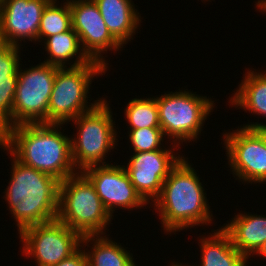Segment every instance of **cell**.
Masks as SVG:
<instances>
[{
	"instance_id": "obj_1",
	"label": "cell",
	"mask_w": 266,
	"mask_h": 266,
	"mask_svg": "<svg viewBox=\"0 0 266 266\" xmlns=\"http://www.w3.org/2000/svg\"><path fill=\"white\" fill-rule=\"evenodd\" d=\"M63 125L38 123L8 128L0 135V148L22 164L63 181L78 173L71 155V137L60 130Z\"/></svg>"
},
{
	"instance_id": "obj_2",
	"label": "cell",
	"mask_w": 266,
	"mask_h": 266,
	"mask_svg": "<svg viewBox=\"0 0 266 266\" xmlns=\"http://www.w3.org/2000/svg\"><path fill=\"white\" fill-rule=\"evenodd\" d=\"M188 161L183 156L171 169L152 204L167 234L200 224L210 225L213 219L203 184Z\"/></svg>"
},
{
	"instance_id": "obj_3",
	"label": "cell",
	"mask_w": 266,
	"mask_h": 266,
	"mask_svg": "<svg viewBox=\"0 0 266 266\" xmlns=\"http://www.w3.org/2000/svg\"><path fill=\"white\" fill-rule=\"evenodd\" d=\"M11 155L12 169L5 201L14 217L18 233L27 227L54 221L58 214L60 181L26 166Z\"/></svg>"
},
{
	"instance_id": "obj_4",
	"label": "cell",
	"mask_w": 266,
	"mask_h": 266,
	"mask_svg": "<svg viewBox=\"0 0 266 266\" xmlns=\"http://www.w3.org/2000/svg\"><path fill=\"white\" fill-rule=\"evenodd\" d=\"M56 219L83 237L105 235L113 217L105 209L90 180L78 172L60 181Z\"/></svg>"
},
{
	"instance_id": "obj_5",
	"label": "cell",
	"mask_w": 266,
	"mask_h": 266,
	"mask_svg": "<svg viewBox=\"0 0 266 266\" xmlns=\"http://www.w3.org/2000/svg\"><path fill=\"white\" fill-rule=\"evenodd\" d=\"M106 71V67L92 60L77 67L58 68L48 104V123H69L96 107L103 98L87 104L90 84L94 76Z\"/></svg>"
},
{
	"instance_id": "obj_6",
	"label": "cell",
	"mask_w": 266,
	"mask_h": 266,
	"mask_svg": "<svg viewBox=\"0 0 266 266\" xmlns=\"http://www.w3.org/2000/svg\"><path fill=\"white\" fill-rule=\"evenodd\" d=\"M110 108L107 100L103 99L92 110L71 120L77 125L78 132L76 138H71L72 160L78 172L91 166L108 164L104 158L118 142Z\"/></svg>"
},
{
	"instance_id": "obj_7",
	"label": "cell",
	"mask_w": 266,
	"mask_h": 266,
	"mask_svg": "<svg viewBox=\"0 0 266 266\" xmlns=\"http://www.w3.org/2000/svg\"><path fill=\"white\" fill-rule=\"evenodd\" d=\"M160 127L173 139V149L180 142L195 141L201 133L203 124L214 108L211 97L201 96L188 90L169 92L156 97Z\"/></svg>"
},
{
	"instance_id": "obj_8",
	"label": "cell",
	"mask_w": 266,
	"mask_h": 266,
	"mask_svg": "<svg viewBox=\"0 0 266 266\" xmlns=\"http://www.w3.org/2000/svg\"><path fill=\"white\" fill-rule=\"evenodd\" d=\"M58 68L42 62L26 70H18L13 127L48 123V104Z\"/></svg>"
},
{
	"instance_id": "obj_9",
	"label": "cell",
	"mask_w": 266,
	"mask_h": 266,
	"mask_svg": "<svg viewBox=\"0 0 266 266\" xmlns=\"http://www.w3.org/2000/svg\"><path fill=\"white\" fill-rule=\"evenodd\" d=\"M19 234L22 253L33 258L36 266H53L73 254L82 236L59 220L25 228Z\"/></svg>"
},
{
	"instance_id": "obj_10",
	"label": "cell",
	"mask_w": 266,
	"mask_h": 266,
	"mask_svg": "<svg viewBox=\"0 0 266 266\" xmlns=\"http://www.w3.org/2000/svg\"><path fill=\"white\" fill-rule=\"evenodd\" d=\"M222 137L228 165L242 183L266 182V144L263 136L252 128L240 127Z\"/></svg>"
},
{
	"instance_id": "obj_11",
	"label": "cell",
	"mask_w": 266,
	"mask_h": 266,
	"mask_svg": "<svg viewBox=\"0 0 266 266\" xmlns=\"http://www.w3.org/2000/svg\"><path fill=\"white\" fill-rule=\"evenodd\" d=\"M66 1L71 10L72 29L79 36L84 53L90 60L108 68L102 53H107L108 49L118 51L123 46L109 32L94 0Z\"/></svg>"
},
{
	"instance_id": "obj_12",
	"label": "cell",
	"mask_w": 266,
	"mask_h": 266,
	"mask_svg": "<svg viewBox=\"0 0 266 266\" xmlns=\"http://www.w3.org/2000/svg\"><path fill=\"white\" fill-rule=\"evenodd\" d=\"M173 151L172 148L164 147L149 152L133 153L126 167L124 165L136 192L147 204L150 203V199L154 202L159 197L165 179L183 157Z\"/></svg>"
},
{
	"instance_id": "obj_13",
	"label": "cell",
	"mask_w": 266,
	"mask_h": 266,
	"mask_svg": "<svg viewBox=\"0 0 266 266\" xmlns=\"http://www.w3.org/2000/svg\"><path fill=\"white\" fill-rule=\"evenodd\" d=\"M82 173L93 184L105 209L113 216L115 208L131 209L148 205L136 192L124 165L91 166ZM114 208V209H113Z\"/></svg>"
},
{
	"instance_id": "obj_14",
	"label": "cell",
	"mask_w": 266,
	"mask_h": 266,
	"mask_svg": "<svg viewBox=\"0 0 266 266\" xmlns=\"http://www.w3.org/2000/svg\"><path fill=\"white\" fill-rule=\"evenodd\" d=\"M51 0H2L0 42L22 46L21 41H38L43 10ZM20 41V43H19Z\"/></svg>"
},
{
	"instance_id": "obj_15",
	"label": "cell",
	"mask_w": 266,
	"mask_h": 266,
	"mask_svg": "<svg viewBox=\"0 0 266 266\" xmlns=\"http://www.w3.org/2000/svg\"><path fill=\"white\" fill-rule=\"evenodd\" d=\"M20 47L0 42V135L13 127V104L16 94Z\"/></svg>"
},
{
	"instance_id": "obj_16",
	"label": "cell",
	"mask_w": 266,
	"mask_h": 266,
	"mask_svg": "<svg viewBox=\"0 0 266 266\" xmlns=\"http://www.w3.org/2000/svg\"><path fill=\"white\" fill-rule=\"evenodd\" d=\"M111 35L124 47L136 34L141 16L131 0H94ZM140 21V22H139Z\"/></svg>"
},
{
	"instance_id": "obj_17",
	"label": "cell",
	"mask_w": 266,
	"mask_h": 266,
	"mask_svg": "<svg viewBox=\"0 0 266 266\" xmlns=\"http://www.w3.org/2000/svg\"><path fill=\"white\" fill-rule=\"evenodd\" d=\"M223 229L229 234L233 246L247 259L266 241V217L262 214L235 215Z\"/></svg>"
},
{
	"instance_id": "obj_18",
	"label": "cell",
	"mask_w": 266,
	"mask_h": 266,
	"mask_svg": "<svg viewBox=\"0 0 266 266\" xmlns=\"http://www.w3.org/2000/svg\"><path fill=\"white\" fill-rule=\"evenodd\" d=\"M214 231L199 240L200 266H248V259L233 246L229 234L222 227Z\"/></svg>"
},
{
	"instance_id": "obj_19",
	"label": "cell",
	"mask_w": 266,
	"mask_h": 266,
	"mask_svg": "<svg viewBox=\"0 0 266 266\" xmlns=\"http://www.w3.org/2000/svg\"><path fill=\"white\" fill-rule=\"evenodd\" d=\"M44 46L49 56L43 62L59 68L67 67V64L70 67H77L91 61L84 53L79 36L72 28L69 31L47 37ZM74 57H76L74 63H69V60Z\"/></svg>"
},
{
	"instance_id": "obj_20",
	"label": "cell",
	"mask_w": 266,
	"mask_h": 266,
	"mask_svg": "<svg viewBox=\"0 0 266 266\" xmlns=\"http://www.w3.org/2000/svg\"><path fill=\"white\" fill-rule=\"evenodd\" d=\"M238 88L229 103L245 112L266 117V71L247 70Z\"/></svg>"
},
{
	"instance_id": "obj_21",
	"label": "cell",
	"mask_w": 266,
	"mask_h": 266,
	"mask_svg": "<svg viewBox=\"0 0 266 266\" xmlns=\"http://www.w3.org/2000/svg\"><path fill=\"white\" fill-rule=\"evenodd\" d=\"M89 242L93 245L91 251L86 252L88 266H127L134 259L129 250L127 251L106 235L83 236L82 248L86 245L90 247Z\"/></svg>"
},
{
	"instance_id": "obj_22",
	"label": "cell",
	"mask_w": 266,
	"mask_h": 266,
	"mask_svg": "<svg viewBox=\"0 0 266 266\" xmlns=\"http://www.w3.org/2000/svg\"><path fill=\"white\" fill-rule=\"evenodd\" d=\"M56 1H50L43 10L40 27L38 30V42L47 37L69 31L72 28V16L69 1L58 6Z\"/></svg>"
},
{
	"instance_id": "obj_23",
	"label": "cell",
	"mask_w": 266,
	"mask_h": 266,
	"mask_svg": "<svg viewBox=\"0 0 266 266\" xmlns=\"http://www.w3.org/2000/svg\"><path fill=\"white\" fill-rule=\"evenodd\" d=\"M129 130L140 128H161L156 98H134L124 110Z\"/></svg>"
},
{
	"instance_id": "obj_24",
	"label": "cell",
	"mask_w": 266,
	"mask_h": 266,
	"mask_svg": "<svg viewBox=\"0 0 266 266\" xmlns=\"http://www.w3.org/2000/svg\"><path fill=\"white\" fill-rule=\"evenodd\" d=\"M128 134L134 153L162 149L165 134L161 128L132 129Z\"/></svg>"
},
{
	"instance_id": "obj_25",
	"label": "cell",
	"mask_w": 266,
	"mask_h": 266,
	"mask_svg": "<svg viewBox=\"0 0 266 266\" xmlns=\"http://www.w3.org/2000/svg\"><path fill=\"white\" fill-rule=\"evenodd\" d=\"M82 245L70 256L53 266H88L85 250H81Z\"/></svg>"
},
{
	"instance_id": "obj_26",
	"label": "cell",
	"mask_w": 266,
	"mask_h": 266,
	"mask_svg": "<svg viewBox=\"0 0 266 266\" xmlns=\"http://www.w3.org/2000/svg\"><path fill=\"white\" fill-rule=\"evenodd\" d=\"M243 127L246 128H252V129H256L264 138L265 144H266V124L262 123V122H251L250 124L247 125H243Z\"/></svg>"
},
{
	"instance_id": "obj_27",
	"label": "cell",
	"mask_w": 266,
	"mask_h": 266,
	"mask_svg": "<svg viewBox=\"0 0 266 266\" xmlns=\"http://www.w3.org/2000/svg\"><path fill=\"white\" fill-rule=\"evenodd\" d=\"M259 254V255H258ZM266 258V241L261 245L258 251L254 254Z\"/></svg>"
},
{
	"instance_id": "obj_28",
	"label": "cell",
	"mask_w": 266,
	"mask_h": 266,
	"mask_svg": "<svg viewBox=\"0 0 266 266\" xmlns=\"http://www.w3.org/2000/svg\"><path fill=\"white\" fill-rule=\"evenodd\" d=\"M255 5L257 9L259 8V11L266 13V0H258Z\"/></svg>"
},
{
	"instance_id": "obj_29",
	"label": "cell",
	"mask_w": 266,
	"mask_h": 266,
	"mask_svg": "<svg viewBox=\"0 0 266 266\" xmlns=\"http://www.w3.org/2000/svg\"><path fill=\"white\" fill-rule=\"evenodd\" d=\"M170 266H189V265H183L182 263H178V262H171Z\"/></svg>"
},
{
	"instance_id": "obj_30",
	"label": "cell",
	"mask_w": 266,
	"mask_h": 266,
	"mask_svg": "<svg viewBox=\"0 0 266 266\" xmlns=\"http://www.w3.org/2000/svg\"><path fill=\"white\" fill-rule=\"evenodd\" d=\"M127 266H137V264H135V261L132 260Z\"/></svg>"
}]
</instances>
